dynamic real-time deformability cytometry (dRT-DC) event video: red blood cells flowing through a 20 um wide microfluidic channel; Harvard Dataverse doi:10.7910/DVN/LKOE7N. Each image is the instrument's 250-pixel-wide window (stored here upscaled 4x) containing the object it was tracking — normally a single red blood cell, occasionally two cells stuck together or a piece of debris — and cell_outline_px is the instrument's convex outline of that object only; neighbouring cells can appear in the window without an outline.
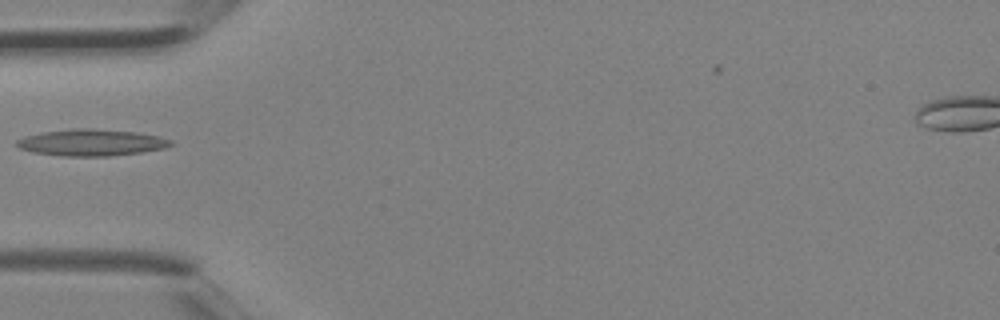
{"species": "Egyptian fruit bat (a non-hibernating species)", "species_latin": "Rousettus aegyptiacus", "temperature_condition": "room temperature", "stored_images_in_passage": 3, "camera_frame_rate_fps": 3000, "um_per_image_px": 0.085, "animal": {"sex": "female"}, "frame": {"image": 1, "passage_image": 3, "time_ms": 0.667, "image_size_px": [1000, 320], "cell_outline_px": [[176, 144], [164, 148], [140, 152], [108, 156], [64, 156], [32, 152], [20, 148], [16, 144], [16, 140], [24, 136], [40, 132], [72, 128], [88, 128], [136, 132], [160, 136], [172, 140]], "centroid_in_image_um": [7.77, 12.11], "position_along_channel_um": 77.2, "area_um2": 23.99}}